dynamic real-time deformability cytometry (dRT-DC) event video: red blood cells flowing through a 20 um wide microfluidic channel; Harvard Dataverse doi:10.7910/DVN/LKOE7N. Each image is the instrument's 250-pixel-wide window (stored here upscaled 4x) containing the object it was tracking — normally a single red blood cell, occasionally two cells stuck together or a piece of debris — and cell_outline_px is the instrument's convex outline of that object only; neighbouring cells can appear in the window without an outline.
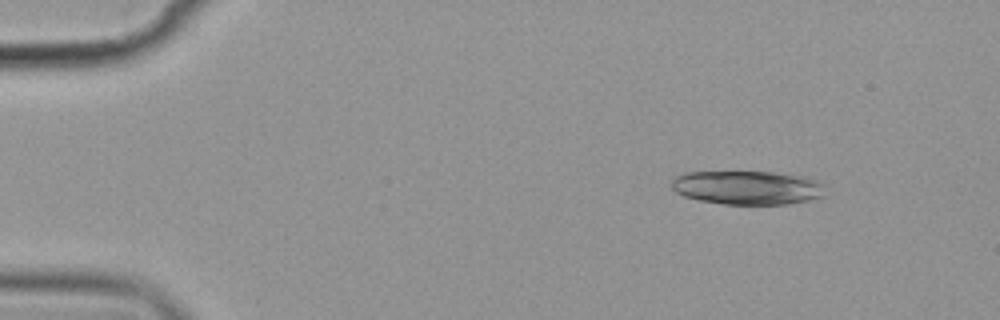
{"species": "common noctule bat (a hibernating species)", "species_latin": "Nyctalus noctula", "temperature_condition": "cold", "stored_images_in_passage": 5, "camera_frame_rate_fps": 3000, "um_per_image_px": 0.085, "animal": {"sex": "female", "body_mass_g": 19.9}, "frame": {"image": 1, "passage_image": 2, "time_ms": 1.0, "image_size_px": [1000, 320], "cell_outline_px": [[824, 196], [808, 200], [788, 204], [724, 204], [700, 200], [684, 196], [676, 192], [672, 188], [672, 180], [676, 176], [684, 172], [772, 172], [808, 176], [824, 184]], "centroid_in_image_um": [63.56, 15.94], "position_along_channel_um": 21.4, "area_um2": 30.4}}